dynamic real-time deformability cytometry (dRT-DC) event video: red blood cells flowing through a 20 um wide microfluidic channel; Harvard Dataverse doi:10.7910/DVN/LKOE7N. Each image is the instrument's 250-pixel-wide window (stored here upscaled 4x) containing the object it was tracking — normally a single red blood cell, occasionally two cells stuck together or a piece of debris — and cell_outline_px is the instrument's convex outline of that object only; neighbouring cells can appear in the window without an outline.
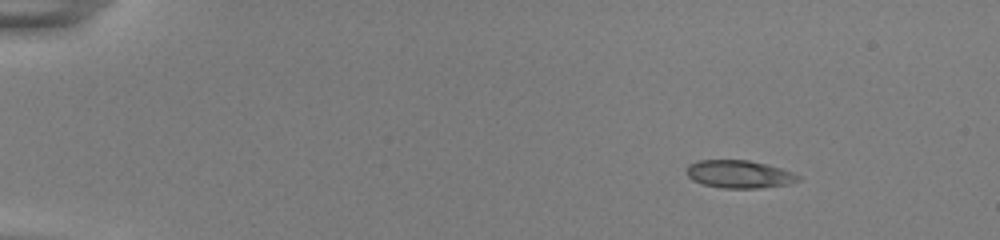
{"species": "common noctule bat (a hibernating species)", "species_latin": "Nyctalus noctula", "temperature_condition": "room temperature", "stored_images_in_passage": 36, "camera_frame_rate_fps": 3000, "um_per_image_px": 0.085, "animal": {"sex": "female", "body_mass_g": 22.0, "forearm_length_mm": 56.7}, "frame": {"image": 1, "passage_image": 1, "time_ms": 0.0, "image_size_px": [1000, 240], "cell_outline_px": [[800, 180], [788, 184], [760, 188], [720, 188], [704, 184], [692, 180], [684, 172], [688, 164], [700, 160], [748, 160], [780, 168], [792, 172], [800, 176]], "centroid_in_image_um": [62.79, 14.81], "position_along_channel_um": 22.2, "area_um2": 18.09}}
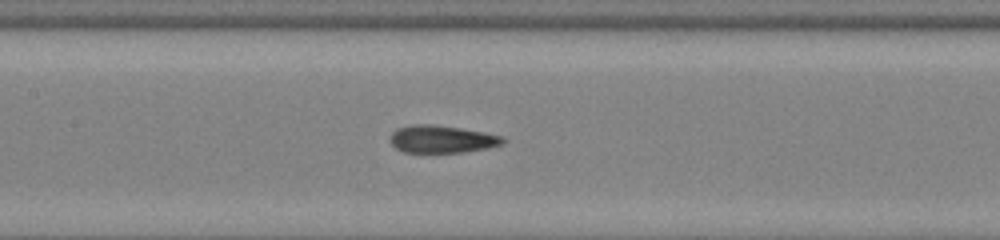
{"frame": {"image": 2, "passage_image": 21, "time_ms": 6.667, "image_size_px": [1000, 240], "cell_outline_px": [[504, 144], [488, 148], [460, 152], [404, 152], [396, 148], [392, 144], [392, 132], [396, 128], [412, 124], [432, 124], [460, 128], [484, 132], [504, 136]], "centroid_in_image_um": [37.58, 11.82], "position_along_channel_um": 169.8, "area_um2": 17.98}}
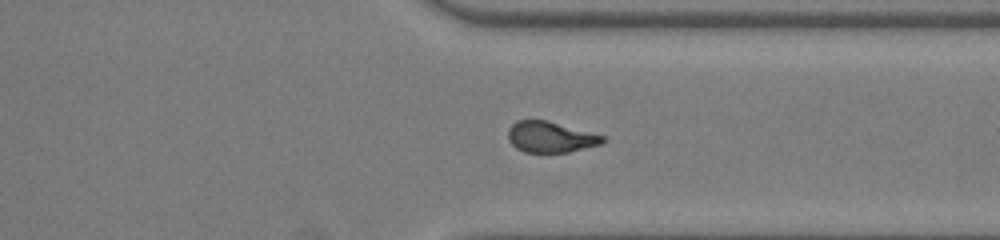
{"frame": {"image": 3, "passage_image": 36, "time_ms": 11.667, "image_size_px": [1000, 240], "cell_outline_px": [[608, 140], [604, 144], [568, 152], [524, 152], [516, 148], [508, 140], [508, 128], [516, 120], [548, 120], [608, 136]], "centroid_in_image_um": [46.87, 11.64], "position_along_channel_um": 364.5, "area_um2": 17.51}}